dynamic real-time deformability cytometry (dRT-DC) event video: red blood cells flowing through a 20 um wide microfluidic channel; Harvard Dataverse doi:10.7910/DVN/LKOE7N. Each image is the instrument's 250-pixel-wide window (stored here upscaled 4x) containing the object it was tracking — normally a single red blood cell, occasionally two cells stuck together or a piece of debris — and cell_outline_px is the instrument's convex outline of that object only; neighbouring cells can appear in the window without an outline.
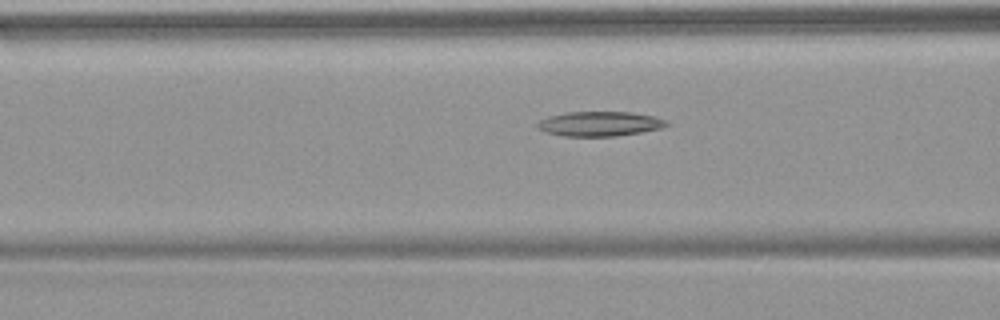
{"species": "common noctule bat (a hibernating species)", "species_latin": "Nyctalus noctula", "temperature_condition": "warm", "stored_images_in_passage": 39, "camera_frame_rate_fps": 3000, "um_per_image_px": 0.085, "animal": {"sex": "female", "body_mass_g": 18.4}, "frame": {"image": 1, "passage_image": 17, "time_ms": 5.333, "image_size_px": [1000, 320], "cell_outline_px": [[668, 124], [660, 128], [640, 132], [616, 136], [564, 136], [544, 132], [536, 128], [536, 124], [540, 120], [548, 116], [568, 112], [632, 112], [652, 116], [664, 120]], "centroid_in_image_um": [50.89, 10.52], "position_along_channel_um": 115.7, "area_um2": 18.44}}
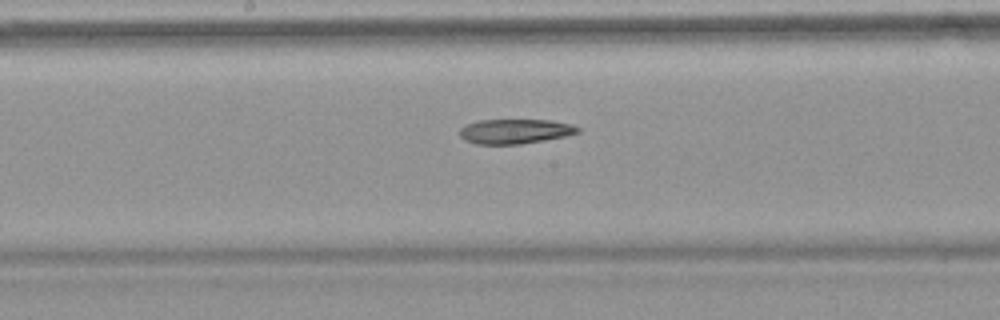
{"frame": {"image": 2, "passage_image": 24, "time_ms": 7.667, "image_size_px": [1000, 320], "cell_outline_px": [[580, 132], [564, 136], [544, 140], [520, 144], [476, 144], [464, 140], [460, 136], [460, 128], [468, 124], [480, 120], [552, 120], [572, 124], [580, 128]], "centroid_in_image_um": [43.79, 11.16], "position_along_channel_um": 204.4, "area_um2": 16.94}}
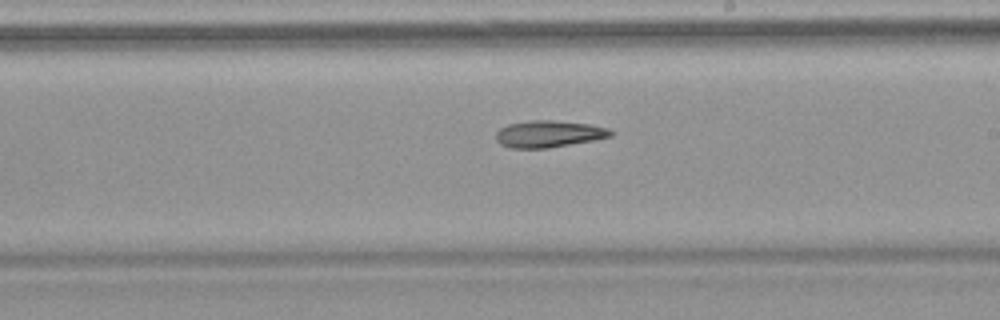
{"frame": {"image": 3, "passage_image": 27, "time_ms": 8.667, "image_size_px": [1000, 320], "cell_outline_px": [[612, 136], [592, 140], [548, 148], [512, 148], [500, 144], [496, 140], [496, 132], [500, 128], [508, 124], [528, 120], [552, 120], [588, 124], [608, 128], [612, 132]], "centroid_in_image_um": [46.6, 11.38], "position_along_channel_um": 242.4, "area_um2": 17.8}}